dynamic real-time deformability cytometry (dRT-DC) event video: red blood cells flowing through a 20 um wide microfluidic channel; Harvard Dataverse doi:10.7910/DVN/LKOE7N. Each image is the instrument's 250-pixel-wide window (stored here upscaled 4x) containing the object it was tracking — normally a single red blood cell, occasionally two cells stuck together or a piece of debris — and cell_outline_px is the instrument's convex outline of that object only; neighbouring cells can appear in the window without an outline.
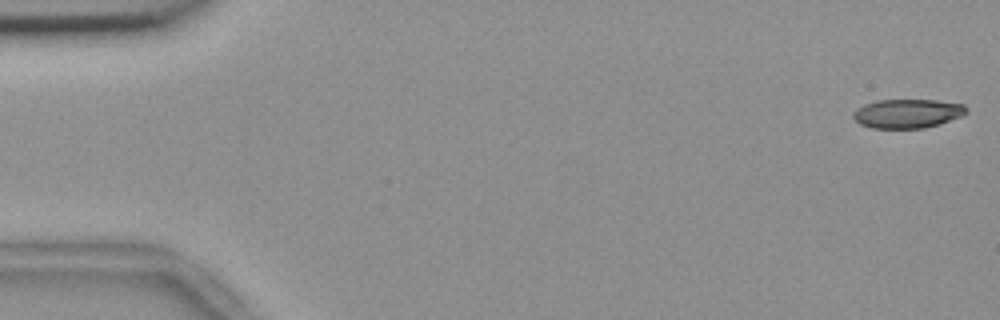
{"species": "common noctule bat (a hibernating species)", "species_latin": "Nyctalus noctula", "temperature_condition": "room temperature", "stored_images_in_passage": 55, "camera_frame_rate_fps": 3000, "um_per_image_px": 0.085, "animal": {"sex": "female", "body_mass_g": 18.4}, "frame": {"image": 1, "passage_image": 1, "time_ms": 0.0, "image_size_px": [1000, 320], "cell_outline_px": [[968, 112], [964, 116], [940, 124], [924, 128], [872, 128], [860, 124], [852, 116], [856, 108], [864, 104], [876, 100], [936, 100], [964, 104], [968, 108]], "centroid_in_image_um": [77.18, 9.65], "position_along_channel_um": 7.8, "area_um2": 19.36}}
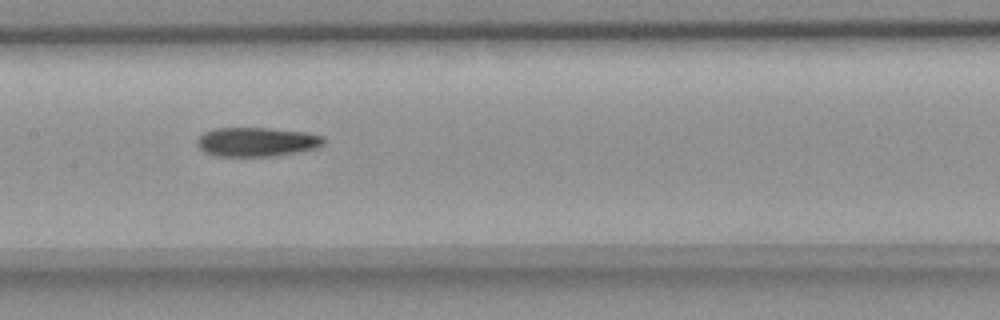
{"frame": {"image": 2, "passage_image": 27, "time_ms": 8.667, "image_size_px": [1000, 320], "cell_outline_px": [[324, 144], [320, 148], [276, 156], [216, 156], [204, 152], [196, 144], [196, 140], [204, 132], [216, 128], [268, 128], [308, 132], [324, 136]], "centroid_in_image_um": [21.86, 12.06], "position_along_channel_um": 185.5, "area_um2": 21.79}}
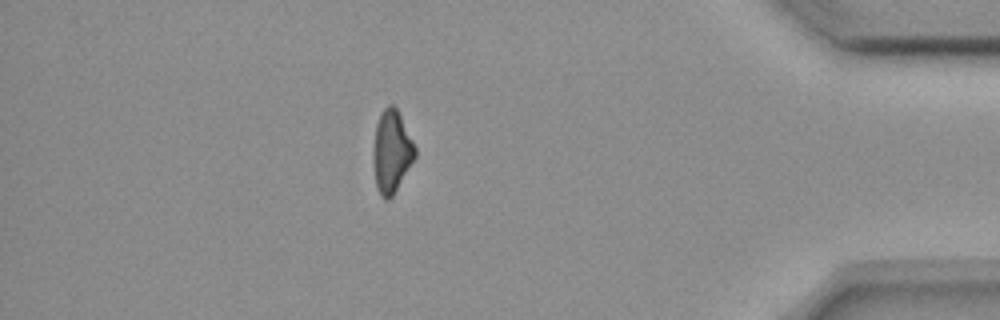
{"frame": {"image": 3, "passage_image": 48, "time_ms": 15.667, "image_size_px": [1000, 320], "cell_outline_px": [[416, 156], [392, 196], [388, 200], [384, 200], [380, 196], [376, 184], [372, 156], [372, 148], [376, 124], [380, 112], [388, 104], [392, 104], [396, 108], [416, 148]], "centroid_in_image_um": [33.25, 12.88], "position_along_channel_um": 401.9, "area_um2": 20.0}, "authors_computed_cell_mechanics": {"area_um2": 21.0392, "velocity_mm_per_s": 3.6927, "shape_relaxation_time_tau1_ms": 6.1874, "shape_relaxation_time_tau2_ms": null, "deformation_change_tau1": 0.1632, "deformation_change_tau2": null}}